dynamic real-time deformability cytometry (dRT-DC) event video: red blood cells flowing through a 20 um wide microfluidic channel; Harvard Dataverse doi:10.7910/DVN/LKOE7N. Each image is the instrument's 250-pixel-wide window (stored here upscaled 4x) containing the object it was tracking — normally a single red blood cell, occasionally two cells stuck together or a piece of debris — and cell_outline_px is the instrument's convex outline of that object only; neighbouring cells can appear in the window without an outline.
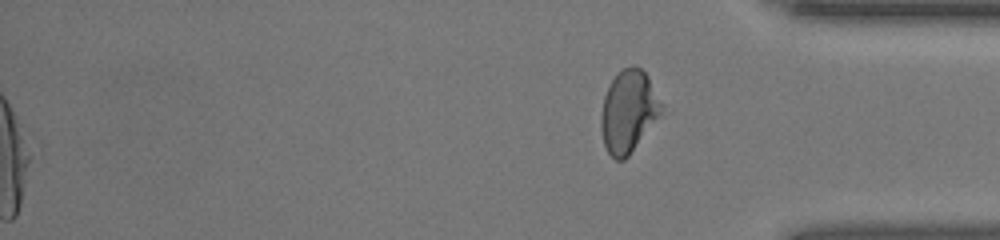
{"species": "human", "species_latin": "Homo sapiens", "temperature_condition": "room temperature", "stored_images_in_passage": 46, "segment_of_instrument_passage": [2, 2], "camera_frame_rate_fps": 3000, "um_per_image_px": 0.085, "donor": {"sex": "female"}, "frame": {"image": 1, "passage_image": 46, "time_ms": 15.0, "image_size_px": [1000, 240], "cell_outline_px": [[664, 112], [628, 156], [624, 160], [616, 160], [608, 152], [604, 144], [600, 128], [600, 120], [604, 96], [612, 80], [624, 68], [632, 64], [640, 68], [648, 76], [664, 104]], "centroid_in_image_um": [53.46, 9.47], "position_along_channel_um": 381.7, "area_um2": 29.07}}